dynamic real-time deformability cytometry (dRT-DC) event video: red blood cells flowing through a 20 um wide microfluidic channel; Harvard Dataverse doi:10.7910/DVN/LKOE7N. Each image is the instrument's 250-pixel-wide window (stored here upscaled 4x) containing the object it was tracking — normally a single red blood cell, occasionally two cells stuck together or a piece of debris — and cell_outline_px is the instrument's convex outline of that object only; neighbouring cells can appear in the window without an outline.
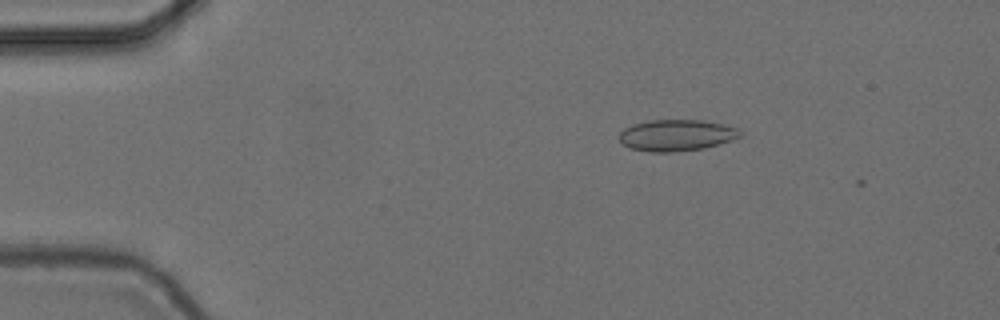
{"species": "common noctule bat (a hibernating species)", "species_latin": "Nyctalus noctula", "temperature_condition": "cold", "stored_images_in_passage": 11, "camera_frame_rate_fps": 3000, "um_per_image_px": 0.085, "animal": {"sex": "female", "body_mass_g": 24.6, "forearm_length_mm": 56.2}, "frame": {"image": 1, "passage_image": 9, "time_ms": 2.667, "image_size_px": [1000, 320], "cell_outline_px": [[740, 136], [732, 140], [704, 148], [668, 152], [652, 152], [632, 148], [624, 144], [620, 140], [620, 132], [624, 128], [632, 124], [648, 120], [704, 120], [736, 128], [740, 132]], "centroid_in_image_um": [57.47, 11.49], "position_along_channel_um": 27.5, "area_um2": 21.79}}